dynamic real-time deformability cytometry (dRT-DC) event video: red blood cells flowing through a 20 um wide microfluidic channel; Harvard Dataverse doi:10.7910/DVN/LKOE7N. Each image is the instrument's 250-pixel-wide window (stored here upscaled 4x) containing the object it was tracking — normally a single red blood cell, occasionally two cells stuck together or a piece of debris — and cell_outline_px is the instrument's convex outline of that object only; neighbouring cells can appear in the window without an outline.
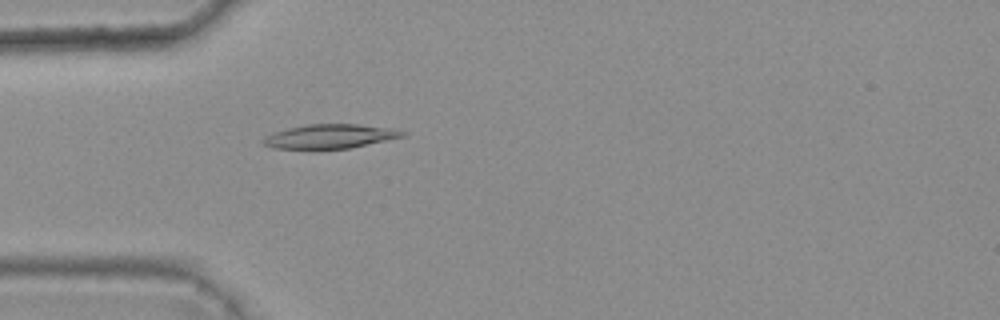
{"species": "common noctule bat (a hibernating species)", "species_latin": "Nyctalus noctula", "temperature_condition": "warm", "stored_images_in_passage": 4, "camera_frame_rate_fps": 3000, "um_per_image_px": 0.085, "animal": {"sex": "female", "body_mass_g": 25.1}, "frame": {"image": 1, "passage_image": 4, "time_ms": 1.0, "image_size_px": [1000, 320], "cell_outline_px": [[408, 132], [404, 136], [348, 148], [272, 148], [264, 144], [260, 140], [264, 136], [272, 132], [288, 128], [308, 124], [356, 124], [392, 128]], "centroid_in_image_um": [28.01, 11.57], "position_along_channel_um": 57.0, "area_um2": 19.36}}